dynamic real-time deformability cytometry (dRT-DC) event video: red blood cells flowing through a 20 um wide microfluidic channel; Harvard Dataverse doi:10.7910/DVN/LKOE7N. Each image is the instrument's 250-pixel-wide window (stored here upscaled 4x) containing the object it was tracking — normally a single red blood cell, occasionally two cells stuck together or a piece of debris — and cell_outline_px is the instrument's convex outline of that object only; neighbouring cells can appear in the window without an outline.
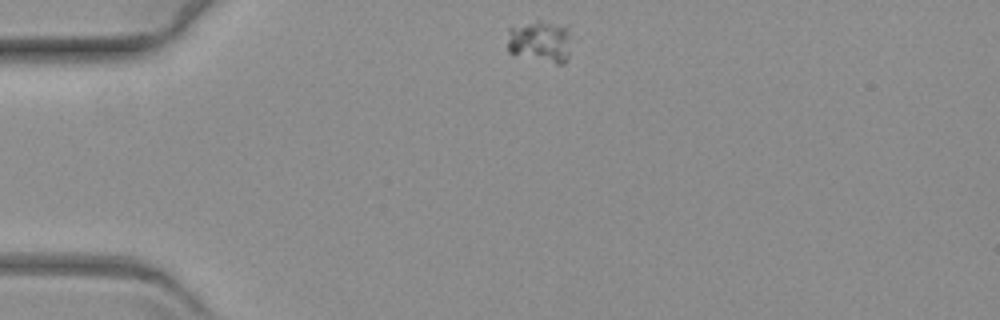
{"species": "common noctule bat (a hibernating species)", "species_latin": "Nyctalus noctula", "temperature_condition": "warm", "stored_images_in_passage": 48, "camera_frame_rate_fps": 3000, "um_per_image_px": 0.085, "animal": {"sex": "female", "body_mass_g": 19.3, "forearm_length_mm": 54.1}, "frame": {"image": 1, "passage_image": 1, "time_ms": 0.0, "image_size_px": [1000, 320], "cell_outline_px": [[576, 40], [568, 60], [564, 64], [556, 64], [508, 52], [508, 28], [536, 20], [540, 20], [568, 28]], "centroid_in_image_um": [46.03, 3.53], "position_along_channel_um": 39.0, "area_um2": 16.24}}
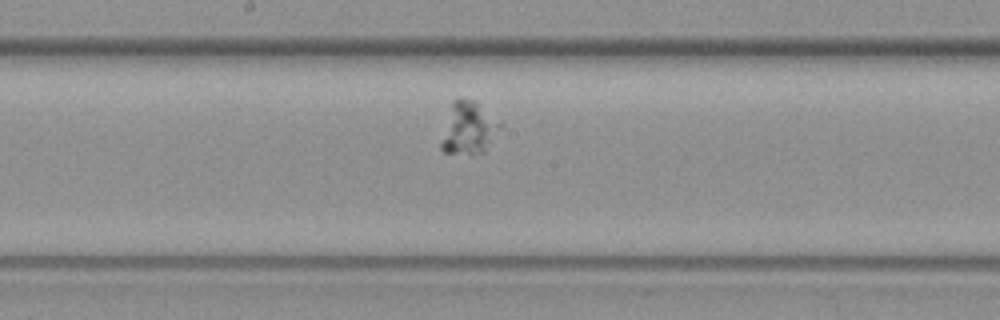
{"frame": {"image": 2, "passage_image": 20, "time_ms": 6.333, "image_size_px": [1000, 320], "cell_outline_px": [[504, 124], [484, 152], [444, 152], [440, 148], [440, 140], [452, 100], [460, 96], [476, 100]], "centroid_in_image_um": [39.84, 10.81], "position_along_channel_um": 208.4, "area_um2": 18.15}}
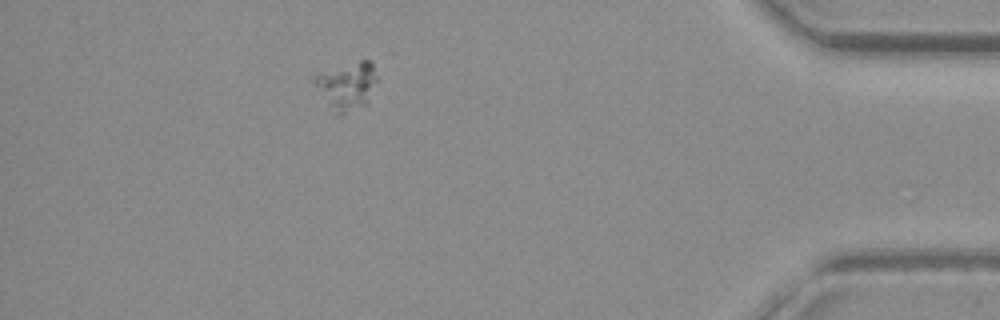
{"frame": {"image": 3, "passage_image": 42, "time_ms": 13.667, "image_size_px": [1000, 320], "cell_outline_px": [[380, 80], [368, 100], [364, 104], [340, 116], [336, 116], [312, 80], [312, 76], [360, 60], [368, 60], [372, 64]], "centroid_in_image_um": [29.53, 7.3], "position_along_channel_um": 405.7, "area_um2": 17.17}}